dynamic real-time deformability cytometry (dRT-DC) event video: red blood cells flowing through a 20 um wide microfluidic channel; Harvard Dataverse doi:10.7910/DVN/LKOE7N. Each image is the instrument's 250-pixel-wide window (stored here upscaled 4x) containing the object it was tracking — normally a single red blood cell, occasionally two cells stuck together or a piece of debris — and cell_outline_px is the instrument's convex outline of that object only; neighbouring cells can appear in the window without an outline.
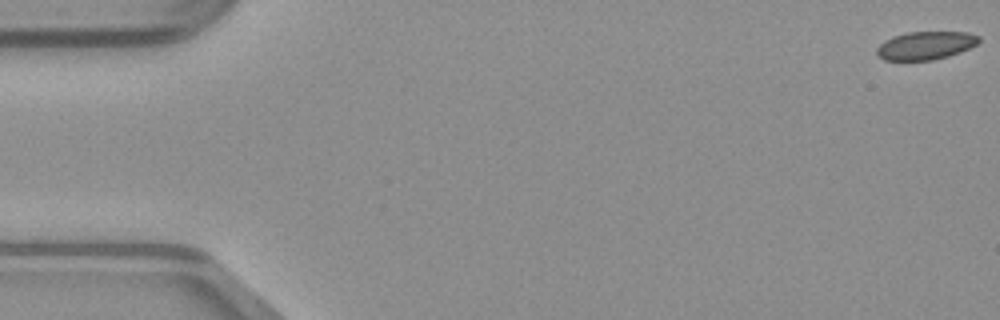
{"species": "common noctule bat (a hibernating species)", "species_latin": "Nyctalus noctula", "temperature_condition": "warm", "stored_images_in_passage": 50, "camera_frame_rate_fps": 3000, "um_per_image_px": 0.085, "animal": {"sex": "male", "body_mass_g": 23.1, "forearm_length_mm": 52.7}, "frame": {"image": 1, "passage_image": 1, "time_ms": 0.0, "image_size_px": [1000, 320], "cell_outline_px": [[980, 40], [976, 44], [960, 52], [948, 56], [932, 60], [884, 60], [876, 52], [876, 48], [884, 40], [892, 36], [908, 32], [968, 32], [980, 36]], "centroid_in_image_um": [78.67, 3.86], "position_along_channel_um": 6.3, "area_um2": 16.7}}
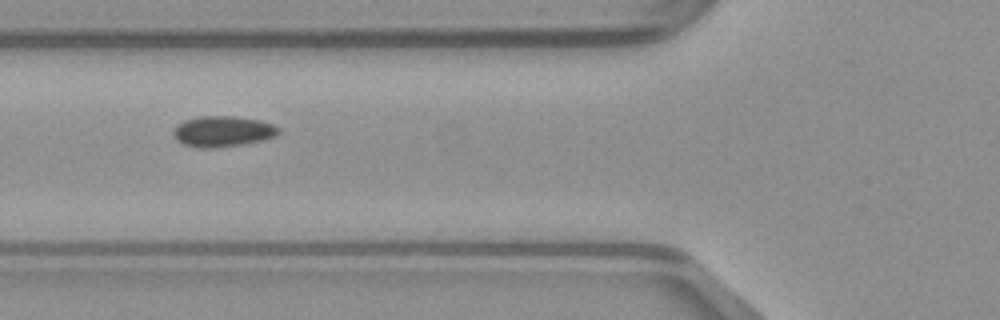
{"frame": {"image": 2, "passage_image": 19, "time_ms": 6.0, "image_size_px": [1000, 320], "cell_outline_px": [[280, 132], [276, 136], [244, 144], [216, 148], [196, 148], [184, 144], [176, 140], [172, 136], [172, 132], [176, 124], [184, 120], [200, 116], [236, 116], [260, 120], [272, 124], [280, 128]], "centroid_in_image_um": [18.89, 11.17], "position_along_channel_um": 106.9, "area_um2": 19.13}}
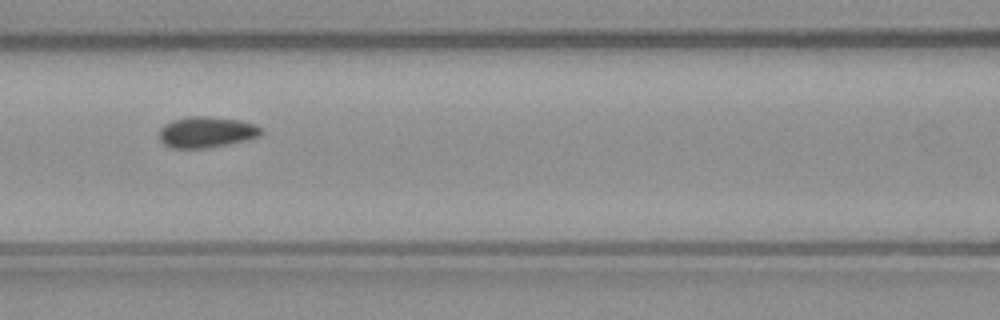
{"frame": {"image": 3, "passage_image": 22, "time_ms": 7.0, "image_size_px": [1000, 320], "cell_outline_px": [[264, 132], [260, 136], [252, 140], [232, 144], [208, 148], [172, 148], [164, 144], [160, 140], [160, 128], [164, 124], [172, 120], [188, 116], [208, 116], [240, 120], [256, 124], [264, 128]], "centroid_in_image_um": [17.63, 11.23], "position_along_channel_um": 149.0, "area_um2": 18.96}}